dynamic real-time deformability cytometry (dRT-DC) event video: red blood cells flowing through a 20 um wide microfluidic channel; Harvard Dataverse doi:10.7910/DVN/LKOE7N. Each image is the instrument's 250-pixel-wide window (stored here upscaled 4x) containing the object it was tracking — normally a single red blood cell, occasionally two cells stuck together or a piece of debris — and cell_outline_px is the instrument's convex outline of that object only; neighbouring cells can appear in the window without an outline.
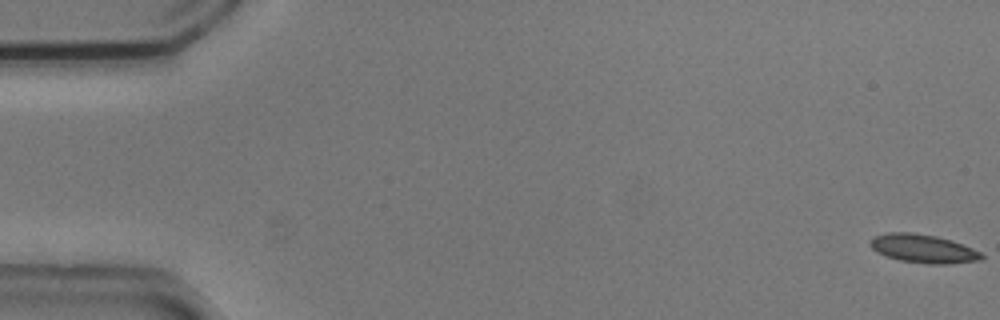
{"species": "common noctule bat (a hibernating species)", "species_latin": "Nyctalus noctula", "temperature_condition": "cold", "stored_images_in_passage": 55, "camera_frame_rate_fps": 3000, "um_per_image_px": 0.085, "animal": {"sex": "male", "body_mass_g": 20.5, "forearm_length_mm": 52.5}, "frame": {"image": 1, "passage_image": 1, "time_ms": 0.0, "image_size_px": [1000, 320], "cell_outline_px": [[984, 256], [980, 260], [944, 264], [928, 264], [900, 260], [876, 252], [868, 244], [868, 240], [876, 236], [888, 232], [912, 232], [936, 236], [952, 240], [972, 248], [980, 252]], "centroid_in_image_um": [78.44, 21.12], "position_along_channel_um": 6.6, "area_um2": 18.44}}
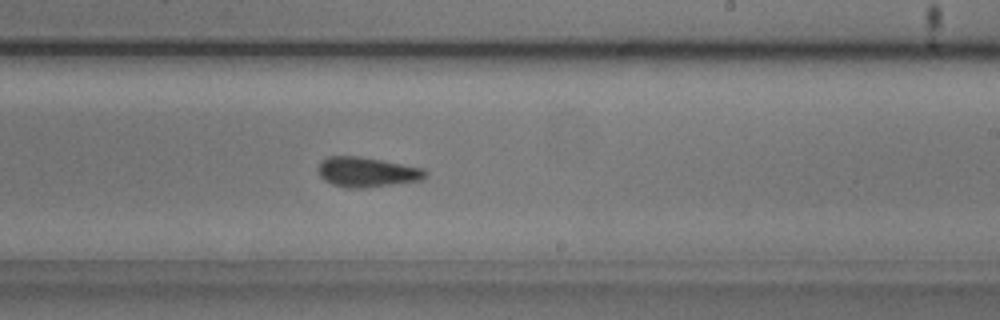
{"frame": {"image": 2, "passage_image": 33, "time_ms": 10.667, "image_size_px": [1000, 320], "cell_outline_px": [[428, 176], [424, 180], [364, 188], [348, 188], [332, 184], [324, 180], [320, 176], [316, 168], [328, 156], [356, 156], [380, 160], [424, 168], [428, 172]], "centroid_in_image_um": [31.22, 14.64], "position_along_channel_um": 257.8, "area_um2": 18.73}}
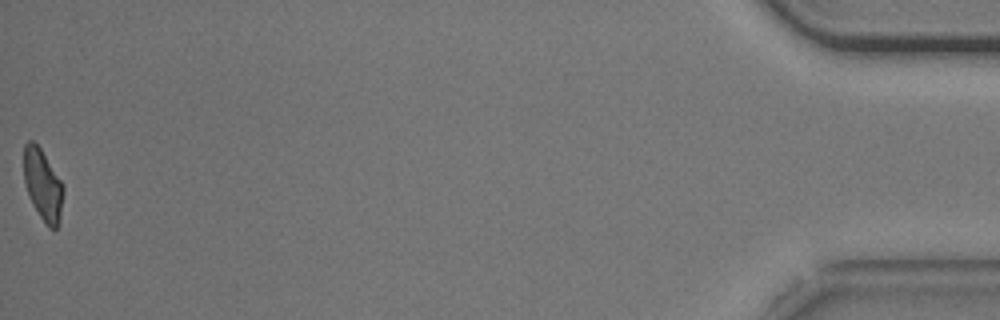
{"frame": {"image": 3, "passage_image": 55, "time_ms": 18.0, "image_size_px": [1000, 320], "cell_outline_px": [[64, 192], [60, 220], [56, 228], [48, 228], [32, 204], [28, 196], [24, 184], [24, 144], [28, 140], [32, 140], [40, 148], [64, 184]], "centroid_in_image_um": [3.64, 15.72], "position_along_channel_um": 431.6, "area_um2": 16.59}, "authors_computed_cell_mechanics": {"area_um2": 18.1492, "velocity_mm_per_s": 3.7204, "shape_relaxation_time_tau1_ms": 2.7863, "shape_relaxation_time_tau2_ms": 2.2431, "deformation_change_tau1": 0.0999, "deformation_change_tau2": 0.0953}}